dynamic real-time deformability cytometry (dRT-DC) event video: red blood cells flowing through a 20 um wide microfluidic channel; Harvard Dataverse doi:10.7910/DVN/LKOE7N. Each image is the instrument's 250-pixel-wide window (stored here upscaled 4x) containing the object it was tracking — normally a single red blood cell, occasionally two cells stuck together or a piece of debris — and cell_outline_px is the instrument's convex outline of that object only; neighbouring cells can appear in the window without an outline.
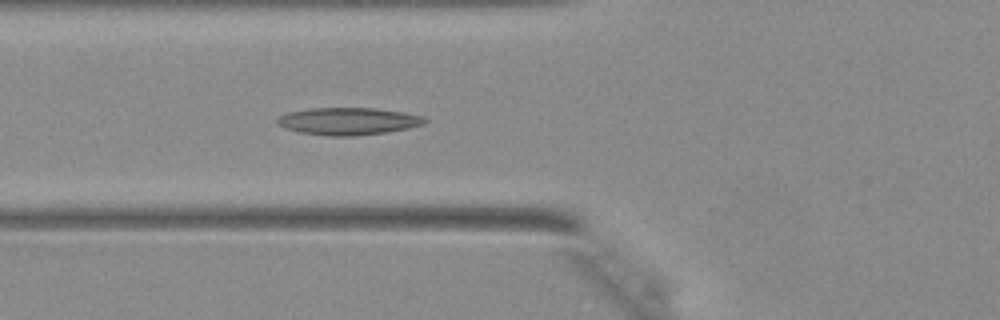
{"species": "Egyptian fruit bat (a non-hibernating species)", "species_latin": "Rousettus aegyptiacus", "temperature_condition": "warm", "stored_images_in_passage": 31, "camera_frame_rate_fps": 3000, "um_per_image_px": 0.085, "animal": {"sex": "female"}, "frame": {"image": 1, "passage_image": 5, "time_ms": 1.333, "image_size_px": [1000, 320], "cell_outline_px": [[428, 120], [424, 124], [408, 128], [384, 132], [352, 136], [328, 136], [300, 132], [276, 124], [276, 120], [280, 116], [288, 112], [312, 108], [372, 108], [404, 112], [420, 116]], "centroid_in_image_um": [29.59, 10.3], "position_along_channel_um": 96.2, "area_um2": 23.18}}
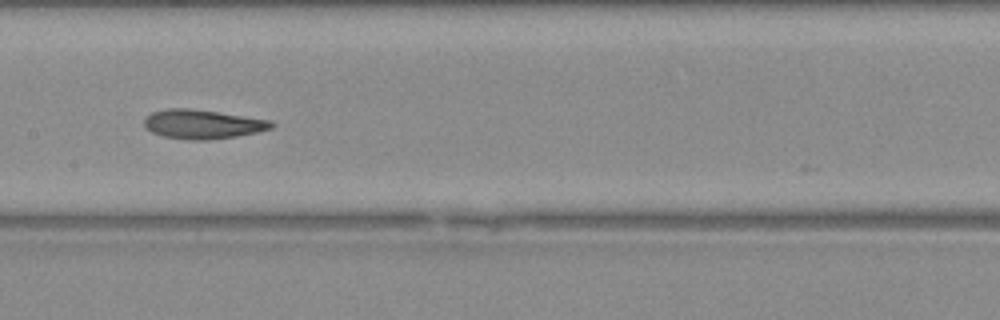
{"frame": {"image": 2, "passage_image": 11, "time_ms": 3.333, "image_size_px": [1000, 320], "cell_outline_px": [[276, 124], [272, 128], [256, 132], [236, 136], [208, 140], [188, 140], [164, 136], [152, 132], [144, 128], [144, 116], [152, 112], [168, 108], [188, 108], [272, 120]], "centroid_in_image_um": [17.19, 10.55], "position_along_channel_um": 190.2, "area_um2": 21.62}}
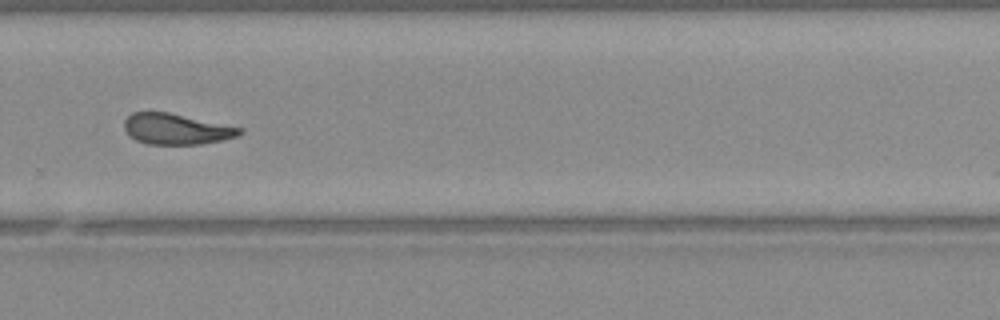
{"frame": {"image": 3, "passage_image": 19, "time_ms": 6.0, "image_size_px": [1000, 320], "cell_outline_px": [[244, 132], [236, 136], [220, 140], [200, 144], [148, 144], [136, 140], [128, 136], [124, 128], [124, 120], [132, 112], [168, 112], [244, 128]], "centroid_in_image_um": [14.96, 10.96], "position_along_channel_um": 314.8, "area_um2": 20.69}}